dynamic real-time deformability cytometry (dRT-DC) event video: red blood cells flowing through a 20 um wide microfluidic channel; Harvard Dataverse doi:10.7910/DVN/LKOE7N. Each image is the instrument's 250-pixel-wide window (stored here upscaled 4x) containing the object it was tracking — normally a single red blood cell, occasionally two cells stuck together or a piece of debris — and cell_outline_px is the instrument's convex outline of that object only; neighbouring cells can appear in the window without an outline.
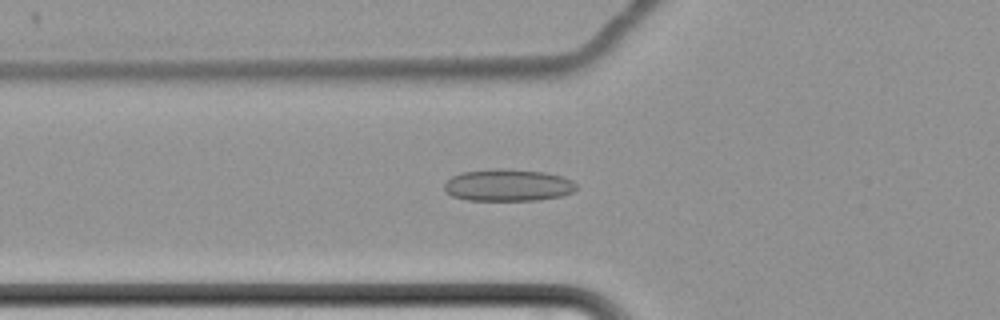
{"species": "common noctule bat (a hibernating species)", "species_latin": "Nyctalus noctula", "temperature_condition": "cold", "stored_images_in_passage": 52, "camera_frame_rate_fps": 3000, "um_per_image_px": 0.085, "animal": {"sex": "female", "body_mass_g": 22.7, "forearm_length_mm": 54.2}, "frame": {"image": 1, "passage_image": 14, "time_ms": 4.333, "image_size_px": [1000, 320], "cell_outline_px": [[576, 188], [572, 192], [560, 196], [536, 200], [468, 200], [452, 196], [444, 188], [444, 184], [452, 176], [464, 172], [492, 168], [504, 168], [544, 172], [560, 176], [572, 180], [576, 184]], "centroid_in_image_um": [43.17, 15.73], "position_along_channel_um": 82.6, "area_um2": 24.51}}
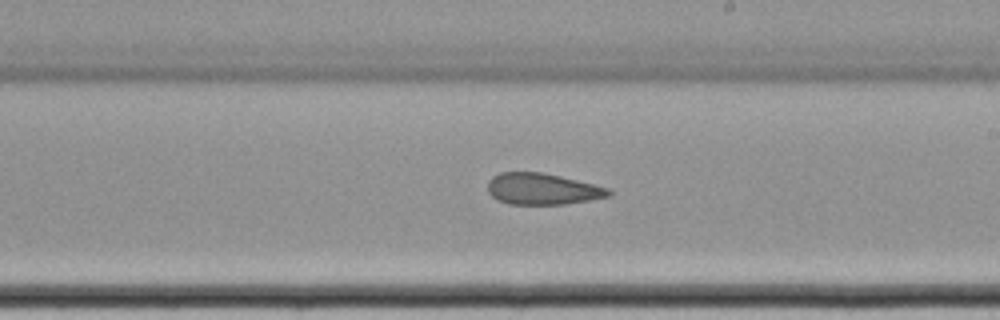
{"frame": {"image": 2, "passage_image": 28, "time_ms": 9.0, "image_size_px": [1000, 320], "cell_outline_px": [[612, 192], [608, 196], [588, 200], [564, 204], [508, 204], [496, 200], [488, 192], [488, 180], [492, 176], [500, 172], [544, 172], [608, 188]], "centroid_in_image_um": [46.04, 16.06], "position_along_channel_um": 243.0, "area_um2": 22.02}}
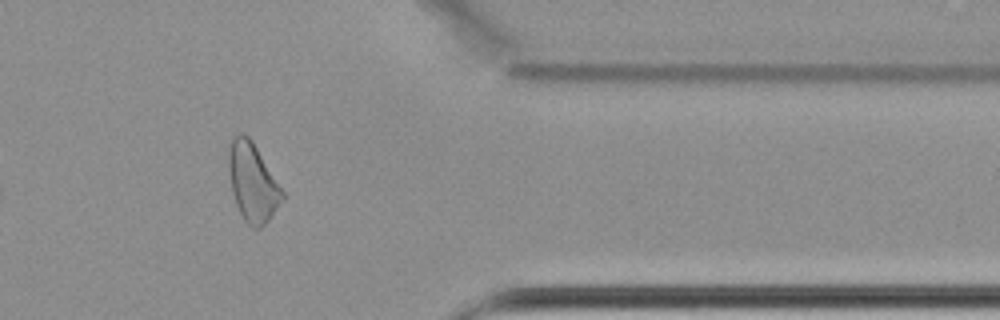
{"frame": {"image": 3, "passage_image": 42, "time_ms": 13.667, "image_size_px": [1000, 320], "cell_outline_px": [[284, 200], [268, 220], [260, 228], [252, 228], [244, 220], [236, 204], [232, 192], [228, 168], [228, 152], [232, 136], [240, 132], [248, 136], [252, 140], [284, 192]], "centroid_in_image_um": [21.46, 15.48], "position_along_channel_um": 389.9, "area_um2": 24.51}, "authors_computed_cell_mechanics": {"area_um2": 24.3627, "velocity_mm_per_s": 3.4489, "shape_relaxation_time_tau1_ms": null, "shape_relaxation_time_tau2_ms": 3.297, "deformation_change_tau1": null, "deformation_change_tau2": 0.1035}}